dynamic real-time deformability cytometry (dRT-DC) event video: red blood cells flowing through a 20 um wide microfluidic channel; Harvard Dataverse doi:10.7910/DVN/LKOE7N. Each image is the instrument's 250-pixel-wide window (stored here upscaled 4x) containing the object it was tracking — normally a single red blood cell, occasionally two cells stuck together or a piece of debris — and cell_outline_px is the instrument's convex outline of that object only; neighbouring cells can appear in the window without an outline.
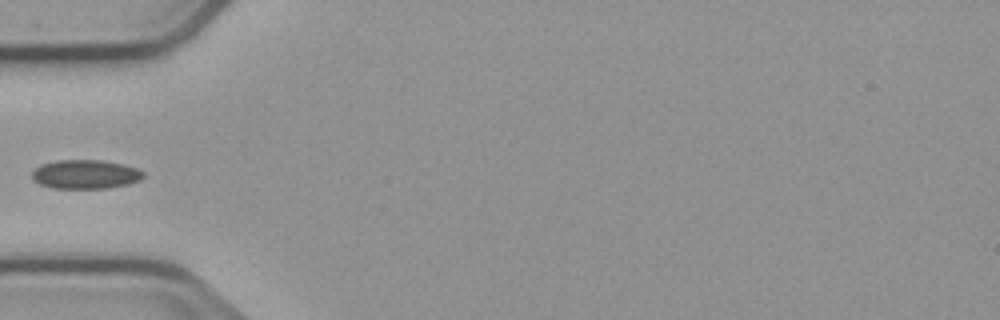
{"species": "common noctule bat (a hibernating species)", "species_latin": "Nyctalus noctula", "temperature_condition": "cold", "stored_images_in_passage": 4, "camera_frame_rate_fps": 3000, "um_per_image_px": 0.085, "animal": {"sex": "male", "body_mass_g": 23.1, "forearm_length_mm": 52.7}, "frame": {"image": 1, "passage_image": 4, "time_ms": 4.333, "image_size_px": [1000, 320], "cell_outline_px": [[144, 176], [140, 180], [128, 184], [108, 188], [52, 188], [40, 184], [32, 180], [32, 172], [40, 164], [56, 160], [100, 160], [120, 164], [136, 168], [144, 172]], "centroid_in_image_um": [7.23, 14.82], "position_along_channel_um": 77.8, "area_um2": 18.79}}